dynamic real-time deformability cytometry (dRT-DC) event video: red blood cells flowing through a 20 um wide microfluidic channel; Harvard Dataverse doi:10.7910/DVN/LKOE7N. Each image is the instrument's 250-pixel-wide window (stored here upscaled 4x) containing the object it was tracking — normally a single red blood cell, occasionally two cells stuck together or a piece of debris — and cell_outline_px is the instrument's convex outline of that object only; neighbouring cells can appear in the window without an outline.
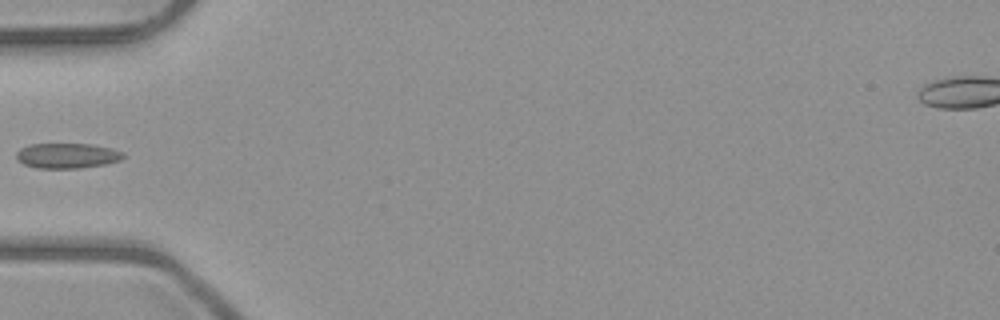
{"species": "common noctule bat (a hibernating species)", "species_latin": "Nyctalus noctula", "temperature_condition": "room temperature", "stored_images_in_passage": 7, "camera_frame_rate_fps": 3000, "um_per_image_px": 0.085, "animal": {"sex": "male", "body_mass_g": 23.1, "forearm_length_mm": 52.7}, "frame": {"image": 1, "passage_image": 6, "time_ms": 5.667, "image_size_px": [1000, 320], "cell_outline_px": [[124, 156], [120, 160], [104, 164], [80, 168], [36, 168], [24, 164], [16, 160], [16, 152], [20, 148], [32, 144], [92, 144], [112, 148], [124, 152]], "centroid_in_image_um": [5.69, 13.23], "position_along_channel_um": 79.3, "area_um2": 15.72}}
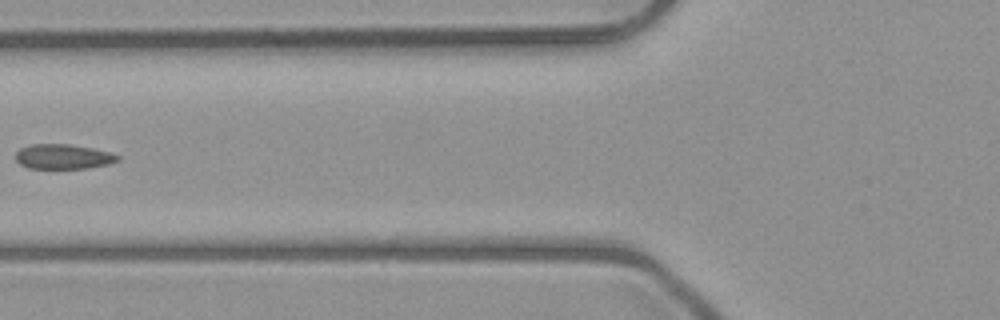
{"frame": {"image": 2, "passage_image": 7, "time_ms": 6.667, "image_size_px": [1000, 320], "cell_outline_px": [[120, 160], [108, 164], [88, 168], [28, 168], [20, 164], [16, 160], [16, 152], [20, 148], [32, 144], [68, 144], [92, 148], [112, 152], [120, 156]], "centroid_in_image_um": [5.39, 13.31], "position_along_channel_um": 120.4, "area_um2": 14.8}}